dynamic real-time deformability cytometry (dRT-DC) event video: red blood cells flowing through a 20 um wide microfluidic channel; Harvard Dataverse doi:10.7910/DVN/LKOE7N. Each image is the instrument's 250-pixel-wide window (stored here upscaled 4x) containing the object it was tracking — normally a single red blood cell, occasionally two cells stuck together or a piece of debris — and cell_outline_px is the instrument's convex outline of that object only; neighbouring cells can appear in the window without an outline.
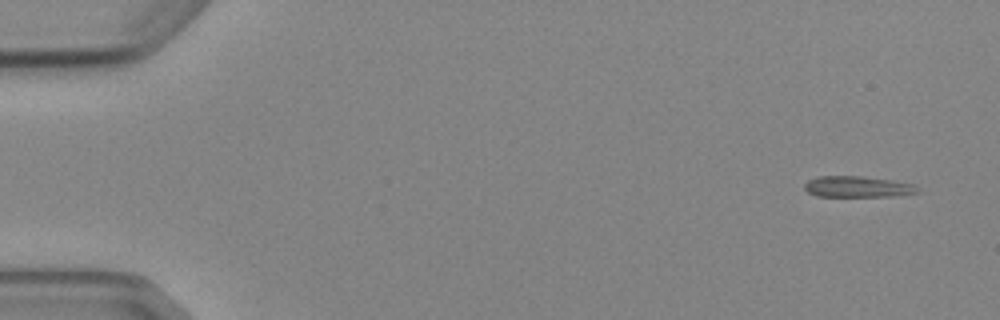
{"species": "Egyptian fruit bat (a non-hibernating species)", "species_latin": "Rousettus aegyptiacus", "temperature_condition": "cold", "stored_images_in_passage": 5, "camera_frame_rate_fps": 3000, "um_per_image_px": 0.085, "animal": {"sex": "female"}, "frame": {"image": 1, "passage_image": 1, "time_ms": 0.0, "image_size_px": [1000, 320], "cell_outline_px": [[920, 192], [896, 196], [816, 196], [808, 192], [804, 188], [804, 184], [808, 180], [820, 176], [860, 176], [892, 180], [916, 184]], "centroid_in_image_um": [72.92, 15.87], "position_along_channel_um": 12.1, "area_um2": 13.93}}
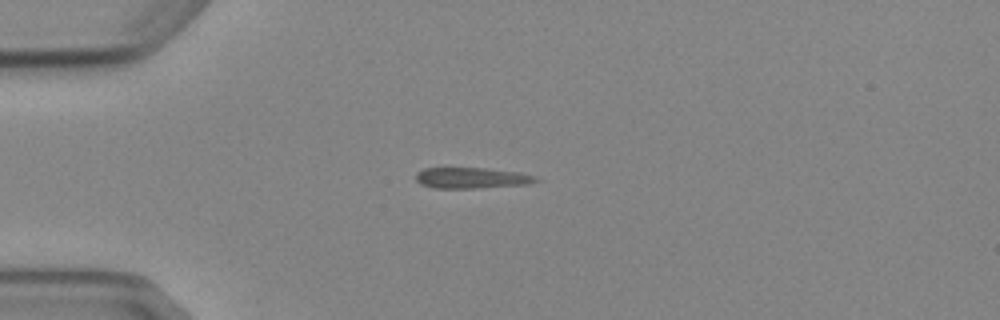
{"frame": {"image": 2, "passage_image": 4, "time_ms": 3.667, "image_size_px": [1000, 320], "cell_outline_px": [[544, 180], [528, 184], [480, 188], [432, 188], [420, 184], [416, 180], [416, 172], [424, 168], [484, 168], [520, 172]], "centroid_in_image_um": [40.09, 15.13], "position_along_channel_um": 44.9, "area_um2": 14.74}}